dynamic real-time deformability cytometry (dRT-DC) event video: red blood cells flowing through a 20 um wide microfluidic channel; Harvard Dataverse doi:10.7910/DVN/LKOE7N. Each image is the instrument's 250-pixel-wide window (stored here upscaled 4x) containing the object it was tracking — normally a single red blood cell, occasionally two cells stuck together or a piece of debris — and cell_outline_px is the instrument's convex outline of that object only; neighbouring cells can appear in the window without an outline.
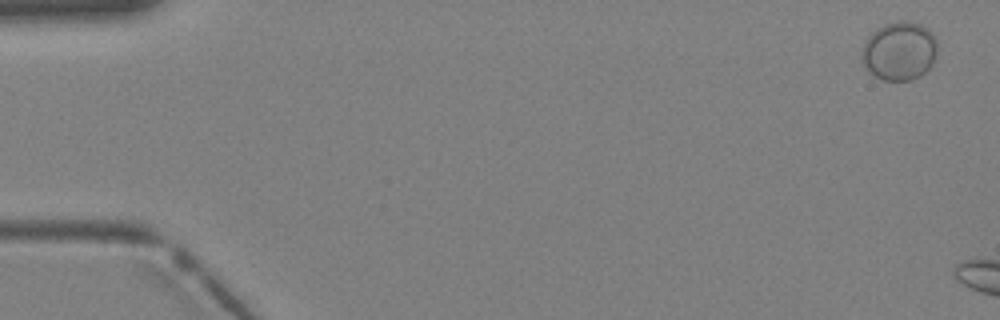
{"species": "Egyptian fruit bat (a non-hibernating species)", "species_latin": "Rousettus aegyptiacus", "temperature_condition": "warm", "stored_images_in_passage": 3, "camera_frame_rate_fps": 3000, "um_per_image_px": 0.085, "animal": {"sex": "female"}, "frame": {"image": 1, "passage_image": 1, "time_ms": 0.0, "image_size_px": [1000, 320], "cell_outline_px": [[936, 56], [932, 64], [920, 76], [912, 80], [884, 80], [868, 72], [864, 64], [860, 52], [868, 36], [876, 28], [884, 24], [896, 20], [908, 20], [920, 24], [932, 32], [936, 40]], "centroid_in_image_um": [76.43, 4.31], "position_along_channel_um": 8.6, "area_um2": 26.01}}